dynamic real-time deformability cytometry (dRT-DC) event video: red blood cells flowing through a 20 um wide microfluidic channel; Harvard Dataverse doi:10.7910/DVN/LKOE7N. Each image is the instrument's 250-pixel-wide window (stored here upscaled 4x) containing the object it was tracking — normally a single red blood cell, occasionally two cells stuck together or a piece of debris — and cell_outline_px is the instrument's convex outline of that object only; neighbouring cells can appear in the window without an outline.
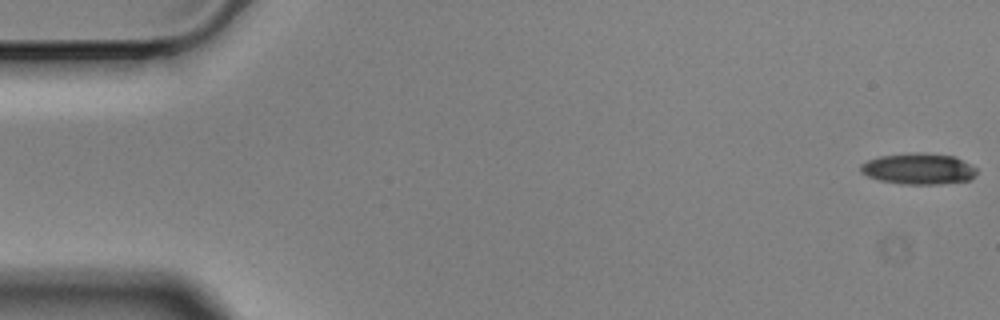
{"species": "Egyptian fruit bat (a non-hibernating species)", "species_latin": "Rousettus aegyptiacus", "temperature_condition": "cold", "stored_images_in_passage": 10, "camera_frame_rate_fps": 3000, "um_per_image_px": 0.085, "animal": {"sex": "male"}, "frame": {"image": 1, "passage_image": 1, "time_ms": 0.0, "image_size_px": [1000, 320], "cell_outline_px": [[976, 176], [968, 180], [944, 184], [900, 184], [880, 180], [868, 176], [860, 172], [860, 164], [868, 160], [880, 156], [952, 156], [976, 168]], "centroid_in_image_um": [78.05, 14.42], "position_along_channel_um": 6.9, "area_um2": 19.83}}
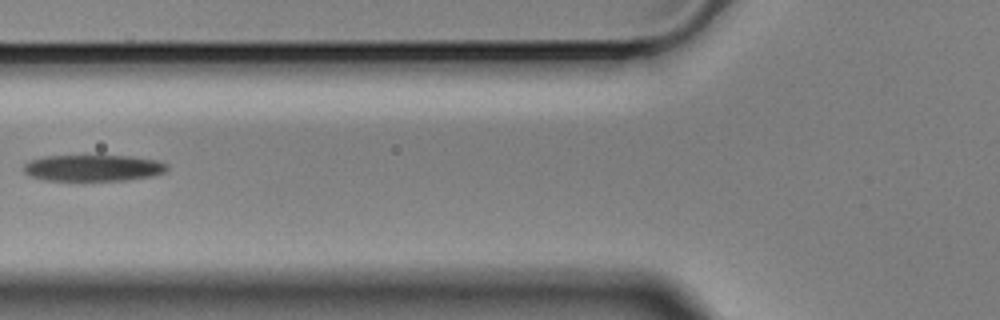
{"frame": {"image": 2, "passage_image": 6, "time_ms": 1.667, "image_size_px": [1000, 320], "cell_outline_px": [[168, 168], [164, 172], [152, 176], [124, 180], [44, 180], [28, 176], [24, 172], [24, 164], [32, 160], [44, 156], [132, 156], [156, 160], [168, 164]], "centroid_in_image_um": [7.91, 14.27], "position_along_channel_um": 117.9, "area_um2": 21.96}}
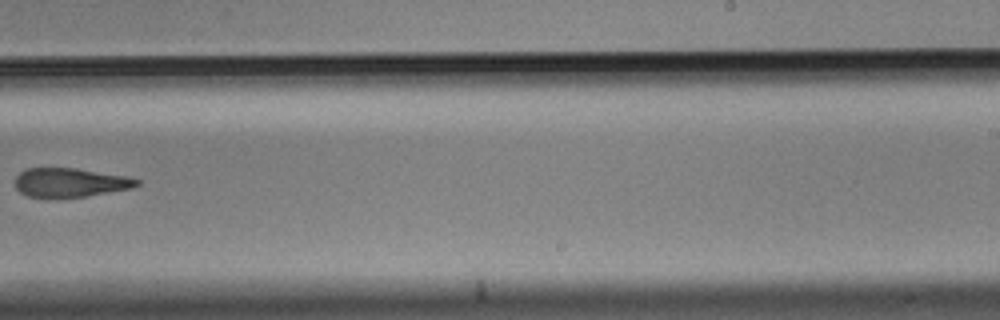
{"frame": {"image": 3, "passage_image": 10, "time_ms": 3.0, "image_size_px": [1000, 320], "cell_outline_px": [[140, 184], [132, 188], [88, 196], [48, 200], [28, 196], [20, 192], [16, 188], [16, 176], [20, 172], [28, 168], [76, 168], [124, 176], [140, 180]], "centroid_in_image_um": [5.92, 15.55], "position_along_channel_um": 283.1, "area_um2": 20.98}}